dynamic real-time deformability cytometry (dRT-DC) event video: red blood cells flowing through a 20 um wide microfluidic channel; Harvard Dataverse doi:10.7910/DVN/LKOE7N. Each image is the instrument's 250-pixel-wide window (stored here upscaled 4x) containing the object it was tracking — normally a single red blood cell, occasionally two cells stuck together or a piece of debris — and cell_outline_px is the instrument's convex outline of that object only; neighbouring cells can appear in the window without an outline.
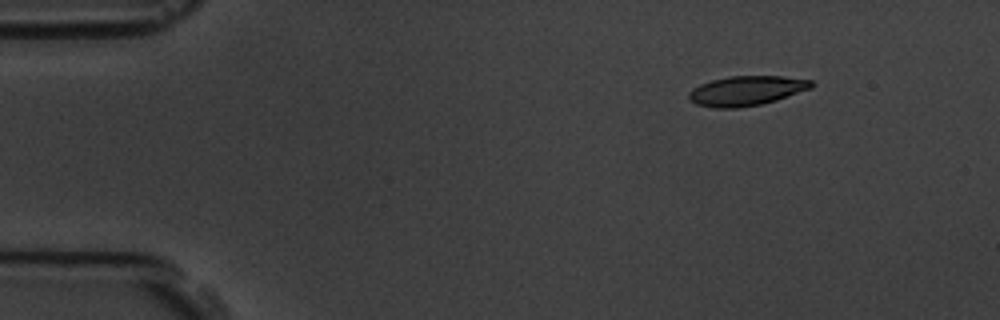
{"species": "common noctule bat (a hibernating species)", "species_latin": "Nyctalus noctula", "temperature_condition": "room temperature", "stored_images_in_passage": 6, "camera_frame_rate_fps": 3000, "um_per_image_px": 0.085, "animal": {"sex": "male", "body_mass_g": 19.5, "forearm_length_mm": 54.6}, "frame": {"image": 1, "passage_image": 2, "time_ms": 1.333, "image_size_px": [1000, 320], "cell_outline_px": [[816, 84], [812, 88], [776, 100], [760, 104], [736, 108], [716, 108], [696, 104], [688, 100], [688, 92], [692, 88], [700, 84], [712, 80], [728, 76], [784, 76], [812, 80]], "centroid_in_image_um": [63.44, 7.7], "position_along_channel_um": 21.6, "area_um2": 21.33}}
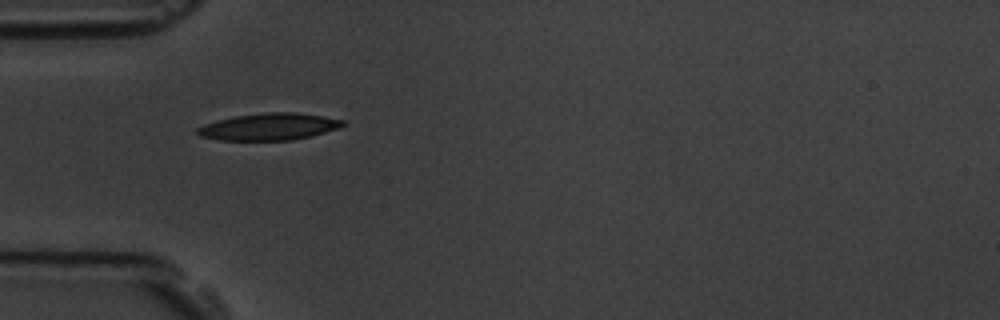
{"frame": {"image": 2, "passage_image": 5, "time_ms": 4.667, "image_size_px": [1000, 320], "cell_outline_px": [[344, 124], [340, 128], [312, 136], [292, 140], [220, 140], [200, 136], [196, 132], [196, 128], [204, 124], [216, 120], [236, 116], [264, 112], [296, 112], [344, 120]], "centroid_in_image_um": [22.86, 10.77], "position_along_channel_um": 62.1, "area_um2": 22.83}}
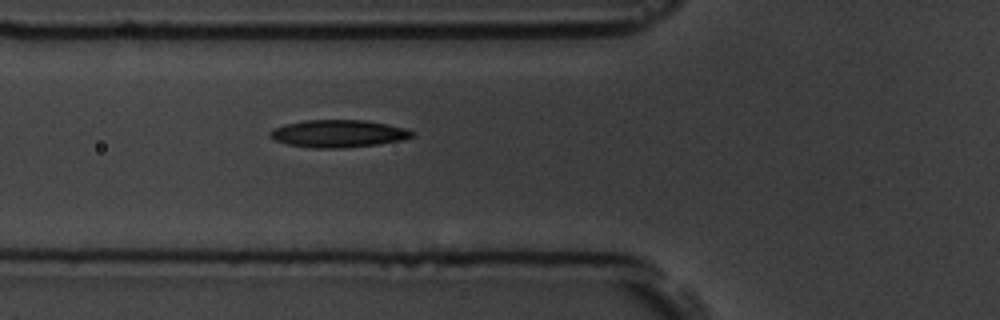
{"frame": {"image": 3, "passage_image": 6, "time_ms": 5.667, "image_size_px": [1000, 320], "cell_outline_px": [[412, 136], [404, 140], [376, 144], [344, 148], [312, 148], [288, 144], [272, 140], [268, 136], [268, 132], [272, 128], [284, 124], [304, 120], [364, 120], [388, 124], [404, 128], [412, 132]], "centroid_in_image_um": [28.67, 11.35], "position_along_channel_um": 97.1, "area_um2": 22.83}}